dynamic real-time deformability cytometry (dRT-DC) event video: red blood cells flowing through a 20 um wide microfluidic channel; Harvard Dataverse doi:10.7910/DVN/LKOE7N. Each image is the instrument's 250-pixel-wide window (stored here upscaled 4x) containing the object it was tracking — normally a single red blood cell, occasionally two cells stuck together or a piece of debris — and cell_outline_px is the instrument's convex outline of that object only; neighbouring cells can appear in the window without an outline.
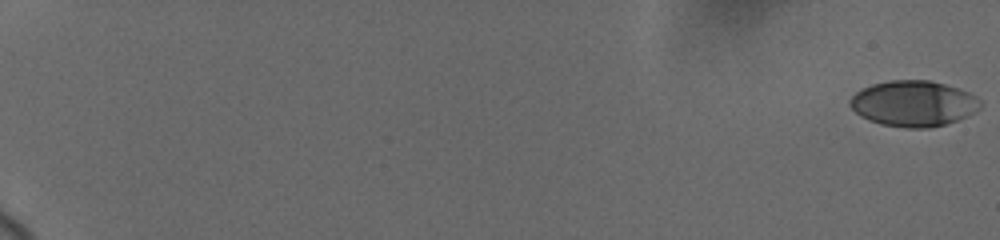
{"species": "human", "species_latin": "Homo sapiens", "temperature_condition": "cold", "stored_images_in_passage": 60, "camera_frame_rate_fps": 3000, "um_per_image_px": 0.085, "donor": {"sex": "female"}, "frame": {"image": 1, "passage_image": 1, "time_ms": 0.0, "image_size_px": [1000, 240], "cell_outline_px": [[980, 108], [976, 112], [956, 120], [944, 124], [928, 128], [908, 128], [880, 124], [868, 120], [860, 116], [848, 104], [848, 100], [856, 92], [872, 84], [892, 80], [928, 80], [944, 84], [968, 92], [976, 96], [980, 100]], "centroid_in_image_um": [77.62, 8.8], "position_along_channel_um": 7.4, "area_um2": 34.62}}
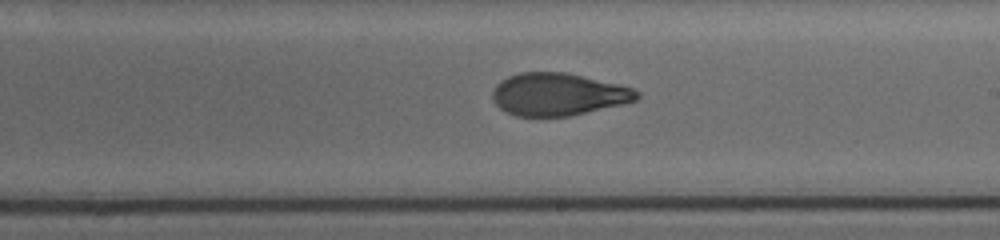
{"frame": {"image": 2, "passage_image": 29, "time_ms": 12.667, "image_size_px": [1000, 240], "cell_outline_px": [[640, 96], [636, 100], [624, 104], [568, 116], [516, 116], [500, 108], [492, 100], [492, 92], [496, 84], [500, 80], [508, 76], [520, 72], [564, 72], [620, 84], [632, 88], [640, 92]], "centroid_in_image_um": [47.44, 8.01], "position_along_channel_um": 241.6, "area_um2": 35.78}}
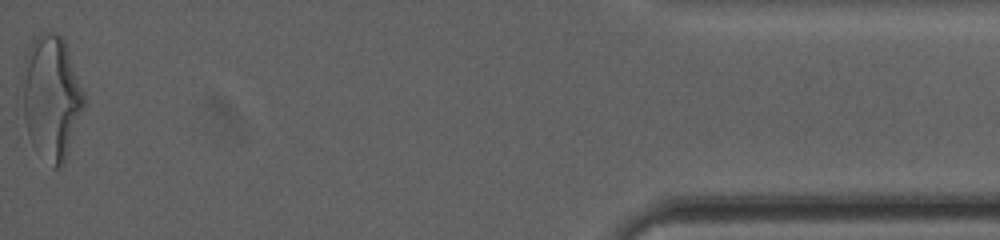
{"frame": {"image": 3, "passage_image": 60, "time_ms": 19.667, "image_size_px": [1000, 240], "cell_outline_px": [[88, 104], [64, 164], [60, 168], [52, 168], [32, 144], [28, 132], [24, 116], [24, 60], [28, 48], [32, 40], [40, 32], [56, 32], [64, 40], [68, 48], [84, 92]], "centroid_in_image_um": [4.44, 8.3], "position_along_channel_um": 430.8, "area_um2": 44.97}, "authors_computed_cell_mechanics": {"area_um2": 36.3562, "velocity_mm_per_s": 3.6928, "shape_relaxation_time_tau1_ms": 5.1981, "shape_relaxation_time_tau2_ms": 1.5937, "deformation_change_tau1": 0.1861, "deformation_change_tau2": 0.0826}}